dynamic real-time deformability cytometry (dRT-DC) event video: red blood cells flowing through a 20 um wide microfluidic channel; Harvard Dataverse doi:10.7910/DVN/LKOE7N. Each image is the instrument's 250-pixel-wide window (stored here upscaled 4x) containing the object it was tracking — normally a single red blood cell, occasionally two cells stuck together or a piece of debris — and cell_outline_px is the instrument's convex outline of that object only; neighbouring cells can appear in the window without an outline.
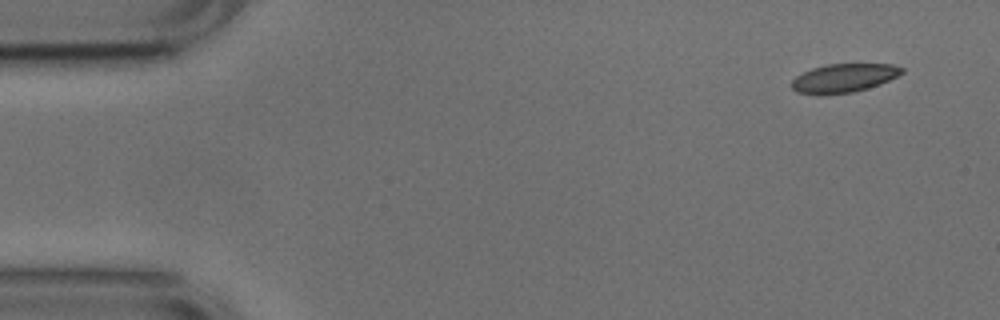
{"species": "common noctule bat (a hibernating species)", "species_latin": "Nyctalus noctula", "temperature_condition": "cold", "stored_images_in_passage": 50, "camera_frame_rate_fps": 3000, "um_per_image_px": 0.085, "animal": {"sex": "male", "body_mass_g": 17.9, "forearm_length_mm": 54.2}, "frame": {"image": 1, "passage_image": 1, "time_ms": 0.0, "image_size_px": [1000, 320], "cell_outline_px": [[904, 72], [880, 84], [868, 88], [852, 92], [796, 92], [792, 88], [792, 80], [796, 76], [812, 68], [828, 64], [892, 64], [904, 68]], "centroid_in_image_um": [71.78, 6.59], "position_along_channel_um": 13.2, "area_um2": 17.69}}
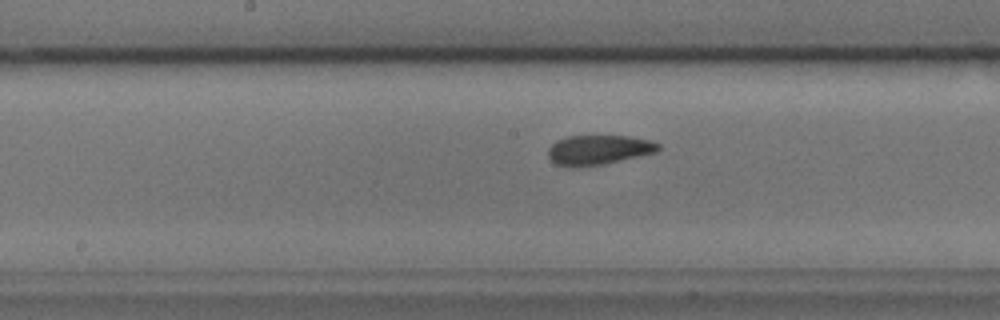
{"frame": {"image": 2, "passage_image": 24, "time_ms": 7.667, "image_size_px": [1000, 320], "cell_outline_px": [[660, 148], [656, 152], [604, 164], [576, 168], [568, 168], [556, 164], [548, 156], [548, 148], [556, 140], [564, 136], [628, 136], [652, 140], [660, 144]], "centroid_in_image_um": [50.85, 12.74], "position_along_channel_um": 197.4, "area_um2": 19.31}}
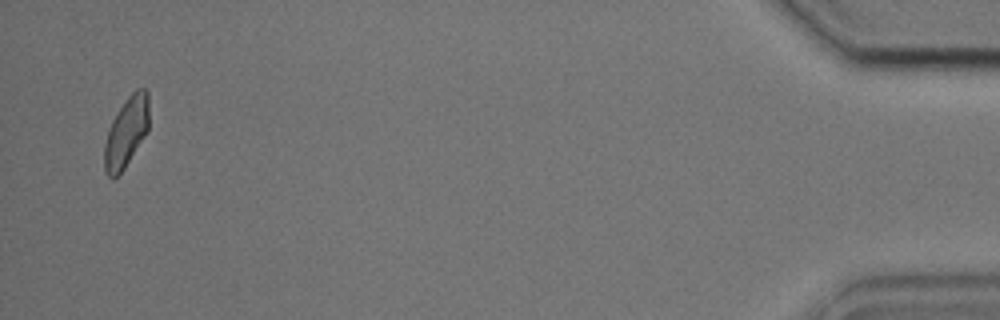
{"frame": {"image": 3, "passage_image": 49, "time_ms": 16.0, "image_size_px": [1000, 320], "cell_outline_px": [[148, 132], [124, 168], [112, 180], [104, 172], [104, 144], [108, 128], [112, 120], [128, 96], [136, 88], [144, 88], [148, 92]], "centroid_in_image_um": [10.72, 11.24], "position_along_channel_um": 424.5, "area_um2": 18.26}, "authors_computed_cell_mechanics": {"area_um2": 18.9873, "velocity_mm_per_s": 3.7619, "shape_relaxation_time_tau1_ms": 2.8332, "shape_relaxation_time_tau2_ms": 1.4264, "deformation_change_tau1": 0.1118, "deformation_change_tau2": 0.0788}}